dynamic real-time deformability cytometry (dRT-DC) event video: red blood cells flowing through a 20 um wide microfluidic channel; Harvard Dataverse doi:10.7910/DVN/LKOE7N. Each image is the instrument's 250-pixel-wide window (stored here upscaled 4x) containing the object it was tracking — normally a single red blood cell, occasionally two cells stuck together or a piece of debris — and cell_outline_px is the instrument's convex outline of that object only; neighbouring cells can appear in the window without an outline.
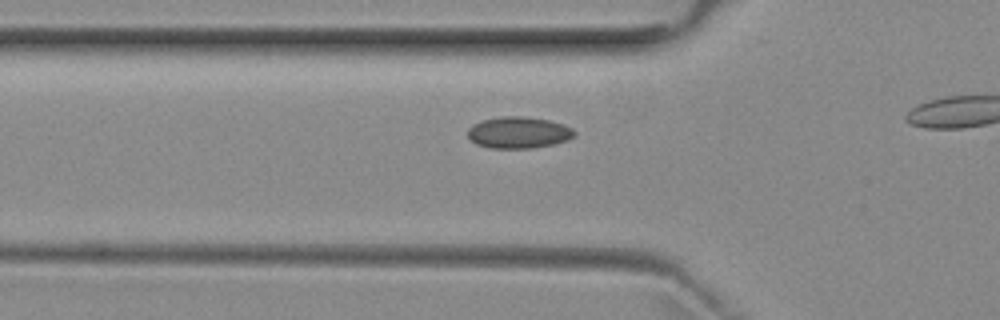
{"species": "common noctule bat (a hibernating species)", "species_latin": "Nyctalus noctula", "temperature_condition": "room temperature", "stored_images_in_passage": 12, "camera_frame_rate_fps": 3000, "um_per_image_px": 0.085, "animal": {"sex": "female", "body_mass_g": 29.2, "forearm_length_mm": 56.3}, "frame": {"image": 1, "passage_image": 7, "time_ms": 2.0, "image_size_px": [1000, 320], "cell_outline_px": [[576, 132], [568, 140], [552, 144], [532, 148], [488, 148], [476, 144], [468, 136], [468, 128], [472, 124], [484, 120], [500, 116], [524, 116], [548, 120], [572, 128]], "centroid_in_image_um": [44.04, 11.26], "position_along_channel_um": 81.8, "area_um2": 19.48}}
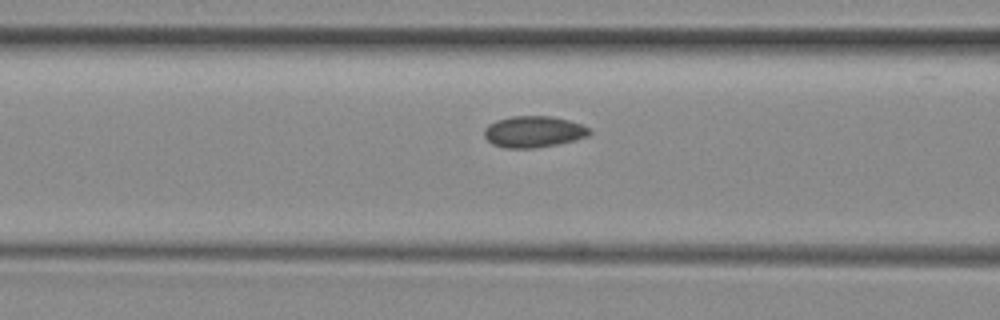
{"frame": {"image": 2, "passage_image": 10, "time_ms": 3.0, "image_size_px": [1000, 320], "cell_outline_px": [[592, 132], [588, 136], [576, 140], [556, 144], [532, 148], [504, 148], [492, 144], [484, 136], [484, 128], [488, 124], [496, 120], [512, 116], [552, 116], [568, 120], [580, 124], [588, 128]], "centroid_in_image_um": [45.33, 11.19], "position_along_channel_um": 121.3, "area_um2": 19.25}}